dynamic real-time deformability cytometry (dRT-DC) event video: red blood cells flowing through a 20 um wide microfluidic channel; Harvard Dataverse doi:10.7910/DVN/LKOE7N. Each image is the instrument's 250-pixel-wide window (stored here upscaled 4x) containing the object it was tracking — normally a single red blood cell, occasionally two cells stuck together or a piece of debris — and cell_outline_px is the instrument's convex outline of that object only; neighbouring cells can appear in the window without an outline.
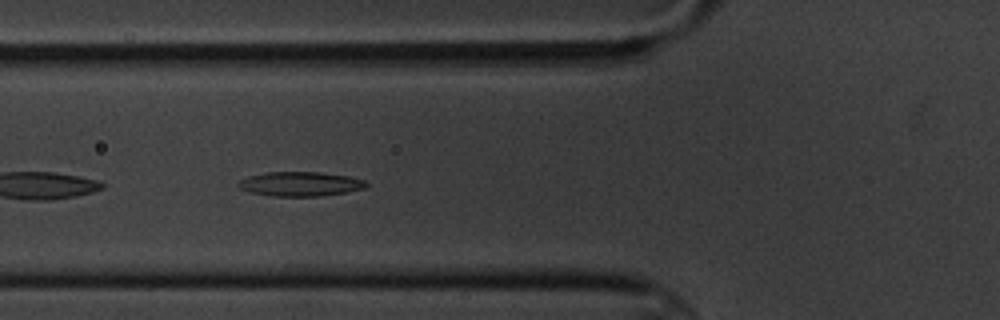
{"species": "common noctule bat (a hibernating species)", "species_latin": "Nyctalus noctula", "temperature_condition": "cold", "stored_images_in_passage": 7, "camera_frame_rate_fps": 3000, "um_per_image_px": 0.085, "animal": {"sex": "male", "body_mass_g": 20.1, "forearm_length_mm": 53.5}, "frame": {"image": 1, "passage_image": 6, "time_ms": 5.667, "image_size_px": [1000, 320], "cell_outline_px": [[368, 184], [364, 188], [344, 192], [320, 196], [272, 196], [248, 192], [240, 188], [236, 184], [240, 180], [248, 176], [268, 172], [320, 172], [348, 176], [364, 180]], "centroid_in_image_um": [25.48, 15.63], "position_along_channel_um": 100.3, "area_um2": 18.09}}
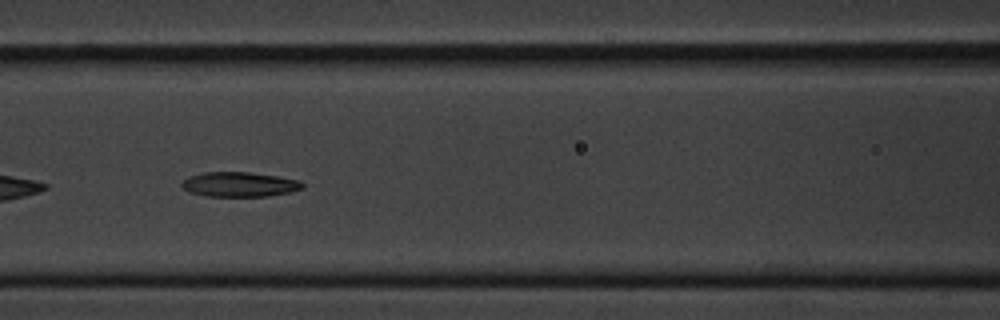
{"frame": {"image": 2, "passage_image": 7, "time_ms": 7.0, "image_size_px": [1000, 320], "cell_outline_px": [[304, 188], [292, 192], [268, 196], [204, 196], [188, 192], [180, 184], [188, 176], [204, 172], [248, 172], [276, 176], [300, 180], [304, 184]], "centroid_in_image_um": [20.36, 15.68], "position_along_channel_um": 146.2, "area_um2": 17.51}}